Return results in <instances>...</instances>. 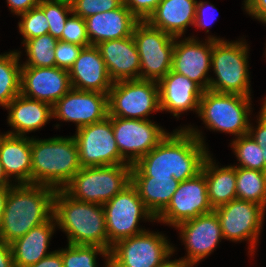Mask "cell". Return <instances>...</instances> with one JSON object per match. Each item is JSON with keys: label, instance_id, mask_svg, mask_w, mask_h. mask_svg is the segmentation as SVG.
Returning a JSON list of instances; mask_svg holds the SVG:
<instances>
[{"label": "cell", "instance_id": "1", "mask_svg": "<svg viewBox=\"0 0 266 267\" xmlns=\"http://www.w3.org/2000/svg\"><path fill=\"white\" fill-rule=\"evenodd\" d=\"M198 132L187 128L165 138L137 163L131 177H173L179 182L197 176L209 156Z\"/></svg>", "mask_w": 266, "mask_h": 267}, {"label": "cell", "instance_id": "2", "mask_svg": "<svg viewBox=\"0 0 266 267\" xmlns=\"http://www.w3.org/2000/svg\"><path fill=\"white\" fill-rule=\"evenodd\" d=\"M56 189L38 184L10 187L2 217L0 240L10 244L53 216ZM51 213V214H49Z\"/></svg>", "mask_w": 266, "mask_h": 267}, {"label": "cell", "instance_id": "3", "mask_svg": "<svg viewBox=\"0 0 266 267\" xmlns=\"http://www.w3.org/2000/svg\"><path fill=\"white\" fill-rule=\"evenodd\" d=\"M53 217L67 232L69 244L98 246L108 251L103 205L75 200L58 186L53 200Z\"/></svg>", "mask_w": 266, "mask_h": 267}, {"label": "cell", "instance_id": "4", "mask_svg": "<svg viewBox=\"0 0 266 267\" xmlns=\"http://www.w3.org/2000/svg\"><path fill=\"white\" fill-rule=\"evenodd\" d=\"M31 184L63 189L82 168L74 137L31 139Z\"/></svg>", "mask_w": 266, "mask_h": 267}, {"label": "cell", "instance_id": "5", "mask_svg": "<svg viewBox=\"0 0 266 267\" xmlns=\"http://www.w3.org/2000/svg\"><path fill=\"white\" fill-rule=\"evenodd\" d=\"M130 164L82 167L63 188L73 199L103 205L131 183Z\"/></svg>", "mask_w": 266, "mask_h": 267}, {"label": "cell", "instance_id": "6", "mask_svg": "<svg viewBox=\"0 0 266 267\" xmlns=\"http://www.w3.org/2000/svg\"><path fill=\"white\" fill-rule=\"evenodd\" d=\"M250 97L240 94L203 91L199 115L210 129L232 133L238 137L248 134Z\"/></svg>", "mask_w": 266, "mask_h": 267}, {"label": "cell", "instance_id": "7", "mask_svg": "<svg viewBox=\"0 0 266 267\" xmlns=\"http://www.w3.org/2000/svg\"><path fill=\"white\" fill-rule=\"evenodd\" d=\"M211 64L217 80L210 79L208 90L250 96L247 46L244 43L214 40Z\"/></svg>", "mask_w": 266, "mask_h": 267}, {"label": "cell", "instance_id": "8", "mask_svg": "<svg viewBox=\"0 0 266 267\" xmlns=\"http://www.w3.org/2000/svg\"><path fill=\"white\" fill-rule=\"evenodd\" d=\"M108 107V116L144 120L153 110H161L158 82L146 79L113 82Z\"/></svg>", "mask_w": 266, "mask_h": 267}, {"label": "cell", "instance_id": "9", "mask_svg": "<svg viewBox=\"0 0 266 267\" xmlns=\"http://www.w3.org/2000/svg\"><path fill=\"white\" fill-rule=\"evenodd\" d=\"M132 36L140 58L139 79L158 82L171 70L176 38L147 21H139Z\"/></svg>", "mask_w": 266, "mask_h": 267}, {"label": "cell", "instance_id": "10", "mask_svg": "<svg viewBox=\"0 0 266 267\" xmlns=\"http://www.w3.org/2000/svg\"><path fill=\"white\" fill-rule=\"evenodd\" d=\"M165 239L146 231L122 239L109 251V267H162L174 252Z\"/></svg>", "mask_w": 266, "mask_h": 267}, {"label": "cell", "instance_id": "11", "mask_svg": "<svg viewBox=\"0 0 266 267\" xmlns=\"http://www.w3.org/2000/svg\"><path fill=\"white\" fill-rule=\"evenodd\" d=\"M103 208L108 234V251L116 242L144 232L137 228L141 216L155 219L131 183L103 204Z\"/></svg>", "mask_w": 266, "mask_h": 267}, {"label": "cell", "instance_id": "12", "mask_svg": "<svg viewBox=\"0 0 266 267\" xmlns=\"http://www.w3.org/2000/svg\"><path fill=\"white\" fill-rule=\"evenodd\" d=\"M73 137L78 147L81 167L126 164L117 147L109 117L78 128Z\"/></svg>", "mask_w": 266, "mask_h": 267}, {"label": "cell", "instance_id": "13", "mask_svg": "<svg viewBox=\"0 0 266 267\" xmlns=\"http://www.w3.org/2000/svg\"><path fill=\"white\" fill-rule=\"evenodd\" d=\"M121 157L134 165L155 148L168 134L148 119H125L108 116ZM130 151V152H129ZM130 153L131 156H128ZM130 157V158H129Z\"/></svg>", "mask_w": 266, "mask_h": 267}, {"label": "cell", "instance_id": "14", "mask_svg": "<svg viewBox=\"0 0 266 267\" xmlns=\"http://www.w3.org/2000/svg\"><path fill=\"white\" fill-rule=\"evenodd\" d=\"M213 211L207 194L205 175L179 183L167 207L155 218L176 226L179 223Z\"/></svg>", "mask_w": 266, "mask_h": 267}, {"label": "cell", "instance_id": "15", "mask_svg": "<svg viewBox=\"0 0 266 267\" xmlns=\"http://www.w3.org/2000/svg\"><path fill=\"white\" fill-rule=\"evenodd\" d=\"M223 238L240 241L248 238L251 251L255 246L262 225L264 207L253 202L234 199L216 209Z\"/></svg>", "mask_w": 266, "mask_h": 267}, {"label": "cell", "instance_id": "16", "mask_svg": "<svg viewBox=\"0 0 266 267\" xmlns=\"http://www.w3.org/2000/svg\"><path fill=\"white\" fill-rule=\"evenodd\" d=\"M53 117L77 123V129L109 115L108 94L72 88L52 106Z\"/></svg>", "mask_w": 266, "mask_h": 267}, {"label": "cell", "instance_id": "17", "mask_svg": "<svg viewBox=\"0 0 266 267\" xmlns=\"http://www.w3.org/2000/svg\"><path fill=\"white\" fill-rule=\"evenodd\" d=\"M72 89L68 70L58 67H21L20 94L52 106Z\"/></svg>", "mask_w": 266, "mask_h": 267}, {"label": "cell", "instance_id": "18", "mask_svg": "<svg viewBox=\"0 0 266 267\" xmlns=\"http://www.w3.org/2000/svg\"><path fill=\"white\" fill-rule=\"evenodd\" d=\"M176 227L181 230L182 239L188 248V257L180 261L189 266L209 255L220 238H223L221 224L214 210L183 221Z\"/></svg>", "mask_w": 266, "mask_h": 267}, {"label": "cell", "instance_id": "19", "mask_svg": "<svg viewBox=\"0 0 266 267\" xmlns=\"http://www.w3.org/2000/svg\"><path fill=\"white\" fill-rule=\"evenodd\" d=\"M220 41L210 37L208 44H201L194 38L175 43L171 70L188 77L198 84L204 91L208 90L210 79L204 78L210 69L213 44ZM204 81H201L202 79ZM200 80V81H199Z\"/></svg>", "mask_w": 266, "mask_h": 267}, {"label": "cell", "instance_id": "20", "mask_svg": "<svg viewBox=\"0 0 266 267\" xmlns=\"http://www.w3.org/2000/svg\"><path fill=\"white\" fill-rule=\"evenodd\" d=\"M68 72L74 89L108 94L113 84L99 49L94 45L82 49Z\"/></svg>", "mask_w": 266, "mask_h": 267}, {"label": "cell", "instance_id": "21", "mask_svg": "<svg viewBox=\"0 0 266 267\" xmlns=\"http://www.w3.org/2000/svg\"><path fill=\"white\" fill-rule=\"evenodd\" d=\"M113 82L139 79L140 58L133 36L96 45Z\"/></svg>", "mask_w": 266, "mask_h": 267}, {"label": "cell", "instance_id": "22", "mask_svg": "<svg viewBox=\"0 0 266 267\" xmlns=\"http://www.w3.org/2000/svg\"><path fill=\"white\" fill-rule=\"evenodd\" d=\"M160 109L178 116L189 109L199 111L203 89L188 77L170 70L158 81Z\"/></svg>", "mask_w": 266, "mask_h": 267}, {"label": "cell", "instance_id": "23", "mask_svg": "<svg viewBox=\"0 0 266 267\" xmlns=\"http://www.w3.org/2000/svg\"><path fill=\"white\" fill-rule=\"evenodd\" d=\"M139 20L122 4L115 10L97 13L85 18L90 44H97L115 39H123L133 34Z\"/></svg>", "mask_w": 266, "mask_h": 267}, {"label": "cell", "instance_id": "24", "mask_svg": "<svg viewBox=\"0 0 266 267\" xmlns=\"http://www.w3.org/2000/svg\"><path fill=\"white\" fill-rule=\"evenodd\" d=\"M196 3V0H161L147 22L179 38L189 24L194 25Z\"/></svg>", "mask_w": 266, "mask_h": 267}, {"label": "cell", "instance_id": "25", "mask_svg": "<svg viewBox=\"0 0 266 267\" xmlns=\"http://www.w3.org/2000/svg\"><path fill=\"white\" fill-rule=\"evenodd\" d=\"M0 163L8 177L12 174L17 176L18 184H31V139L0 135Z\"/></svg>", "mask_w": 266, "mask_h": 267}, {"label": "cell", "instance_id": "26", "mask_svg": "<svg viewBox=\"0 0 266 267\" xmlns=\"http://www.w3.org/2000/svg\"><path fill=\"white\" fill-rule=\"evenodd\" d=\"M6 108L10 109L8 122L17 130L8 134L15 136H24L25 132L37 130L53 116L51 104L22 94L16 96Z\"/></svg>", "mask_w": 266, "mask_h": 267}, {"label": "cell", "instance_id": "27", "mask_svg": "<svg viewBox=\"0 0 266 267\" xmlns=\"http://www.w3.org/2000/svg\"><path fill=\"white\" fill-rule=\"evenodd\" d=\"M52 219L54 220L53 216L10 243L15 267H29L51 254L46 253V249L54 230Z\"/></svg>", "mask_w": 266, "mask_h": 267}, {"label": "cell", "instance_id": "28", "mask_svg": "<svg viewBox=\"0 0 266 267\" xmlns=\"http://www.w3.org/2000/svg\"><path fill=\"white\" fill-rule=\"evenodd\" d=\"M179 183L173 177H131V184L154 218L167 207Z\"/></svg>", "mask_w": 266, "mask_h": 267}, {"label": "cell", "instance_id": "29", "mask_svg": "<svg viewBox=\"0 0 266 267\" xmlns=\"http://www.w3.org/2000/svg\"><path fill=\"white\" fill-rule=\"evenodd\" d=\"M215 168L208 156L201 172L206 178L208 200L213 210L237 198L236 167Z\"/></svg>", "mask_w": 266, "mask_h": 267}, {"label": "cell", "instance_id": "30", "mask_svg": "<svg viewBox=\"0 0 266 267\" xmlns=\"http://www.w3.org/2000/svg\"><path fill=\"white\" fill-rule=\"evenodd\" d=\"M237 199L266 206V172L236 166Z\"/></svg>", "mask_w": 266, "mask_h": 267}, {"label": "cell", "instance_id": "31", "mask_svg": "<svg viewBox=\"0 0 266 267\" xmlns=\"http://www.w3.org/2000/svg\"><path fill=\"white\" fill-rule=\"evenodd\" d=\"M19 55L18 52L0 55V105L4 107L20 94Z\"/></svg>", "mask_w": 266, "mask_h": 267}, {"label": "cell", "instance_id": "32", "mask_svg": "<svg viewBox=\"0 0 266 267\" xmlns=\"http://www.w3.org/2000/svg\"><path fill=\"white\" fill-rule=\"evenodd\" d=\"M58 40L50 34H44L25 41L29 60L22 67H55V48Z\"/></svg>", "mask_w": 266, "mask_h": 267}, {"label": "cell", "instance_id": "33", "mask_svg": "<svg viewBox=\"0 0 266 267\" xmlns=\"http://www.w3.org/2000/svg\"><path fill=\"white\" fill-rule=\"evenodd\" d=\"M232 145L241 164L238 167L265 172L262 148L249 134L237 137Z\"/></svg>", "mask_w": 266, "mask_h": 267}, {"label": "cell", "instance_id": "34", "mask_svg": "<svg viewBox=\"0 0 266 267\" xmlns=\"http://www.w3.org/2000/svg\"><path fill=\"white\" fill-rule=\"evenodd\" d=\"M62 255L63 267H96V254L107 257L109 267V251L98 246L68 244V248L59 251Z\"/></svg>", "mask_w": 266, "mask_h": 267}, {"label": "cell", "instance_id": "35", "mask_svg": "<svg viewBox=\"0 0 266 267\" xmlns=\"http://www.w3.org/2000/svg\"><path fill=\"white\" fill-rule=\"evenodd\" d=\"M38 6L44 11L48 20V34L62 41V33L68 19L67 14L72 13L71 5L56 0H40Z\"/></svg>", "mask_w": 266, "mask_h": 267}, {"label": "cell", "instance_id": "36", "mask_svg": "<svg viewBox=\"0 0 266 267\" xmlns=\"http://www.w3.org/2000/svg\"><path fill=\"white\" fill-rule=\"evenodd\" d=\"M21 17L22 21L19 23V30L24 36V42L48 33V20L39 6L21 14Z\"/></svg>", "mask_w": 266, "mask_h": 267}, {"label": "cell", "instance_id": "37", "mask_svg": "<svg viewBox=\"0 0 266 267\" xmlns=\"http://www.w3.org/2000/svg\"><path fill=\"white\" fill-rule=\"evenodd\" d=\"M123 4V0H75L71 7L72 13L82 18L115 10Z\"/></svg>", "mask_w": 266, "mask_h": 267}, {"label": "cell", "instance_id": "38", "mask_svg": "<svg viewBox=\"0 0 266 267\" xmlns=\"http://www.w3.org/2000/svg\"><path fill=\"white\" fill-rule=\"evenodd\" d=\"M62 41L77 44L82 47L91 46L86 30L85 19L73 14L66 20L62 33Z\"/></svg>", "mask_w": 266, "mask_h": 267}, {"label": "cell", "instance_id": "39", "mask_svg": "<svg viewBox=\"0 0 266 267\" xmlns=\"http://www.w3.org/2000/svg\"><path fill=\"white\" fill-rule=\"evenodd\" d=\"M83 48L77 44L58 40L55 48L56 67L69 71Z\"/></svg>", "mask_w": 266, "mask_h": 267}, {"label": "cell", "instance_id": "40", "mask_svg": "<svg viewBox=\"0 0 266 267\" xmlns=\"http://www.w3.org/2000/svg\"><path fill=\"white\" fill-rule=\"evenodd\" d=\"M160 1L161 0H123V4L139 21H147L156 10Z\"/></svg>", "mask_w": 266, "mask_h": 267}, {"label": "cell", "instance_id": "41", "mask_svg": "<svg viewBox=\"0 0 266 267\" xmlns=\"http://www.w3.org/2000/svg\"><path fill=\"white\" fill-rule=\"evenodd\" d=\"M245 9L249 14L266 23V0H246Z\"/></svg>", "mask_w": 266, "mask_h": 267}, {"label": "cell", "instance_id": "42", "mask_svg": "<svg viewBox=\"0 0 266 267\" xmlns=\"http://www.w3.org/2000/svg\"><path fill=\"white\" fill-rule=\"evenodd\" d=\"M259 116V125L256 133H253V127L249 126L248 134L263 149L266 146V115L261 111Z\"/></svg>", "mask_w": 266, "mask_h": 267}, {"label": "cell", "instance_id": "43", "mask_svg": "<svg viewBox=\"0 0 266 267\" xmlns=\"http://www.w3.org/2000/svg\"><path fill=\"white\" fill-rule=\"evenodd\" d=\"M7 2L14 13L21 15L37 7L40 0H7Z\"/></svg>", "mask_w": 266, "mask_h": 267}, {"label": "cell", "instance_id": "44", "mask_svg": "<svg viewBox=\"0 0 266 267\" xmlns=\"http://www.w3.org/2000/svg\"><path fill=\"white\" fill-rule=\"evenodd\" d=\"M29 267H63L62 255L59 251L52 252L50 255L42 258L38 263Z\"/></svg>", "mask_w": 266, "mask_h": 267}, {"label": "cell", "instance_id": "45", "mask_svg": "<svg viewBox=\"0 0 266 267\" xmlns=\"http://www.w3.org/2000/svg\"><path fill=\"white\" fill-rule=\"evenodd\" d=\"M206 4H207L206 2H202V1H200V3H196V13H195L194 25L198 26L200 28H201V26L206 27L207 25H209L211 22H213L216 19L213 17V18H211V20H208L209 22H205L206 18H204V16L206 14L205 13L206 12V8H205ZM209 7H211L212 10L215 9V7L213 5H211V6L209 5Z\"/></svg>", "mask_w": 266, "mask_h": 267}, {"label": "cell", "instance_id": "46", "mask_svg": "<svg viewBox=\"0 0 266 267\" xmlns=\"http://www.w3.org/2000/svg\"><path fill=\"white\" fill-rule=\"evenodd\" d=\"M0 267H15L10 244L0 240Z\"/></svg>", "mask_w": 266, "mask_h": 267}, {"label": "cell", "instance_id": "47", "mask_svg": "<svg viewBox=\"0 0 266 267\" xmlns=\"http://www.w3.org/2000/svg\"><path fill=\"white\" fill-rule=\"evenodd\" d=\"M9 189L10 188L0 189V230H1L2 217L5 209V202L8 196Z\"/></svg>", "mask_w": 266, "mask_h": 267}, {"label": "cell", "instance_id": "48", "mask_svg": "<svg viewBox=\"0 0 266 267\" xmlns=\"http://www.w3.org/2000/svg\"><path fill=\"white\" fill-rule=\"evenodd\" d=\"M12 185L9 184L8 176L6 175L3 165L0 163V189L10 188Z\"/></svg>", "mask_w": 266, "mask_h": 267}, {"label": "cell", "instance_id": "49", "mask_svg": "<svg viewBox=\"0 0 266 267\" xmlns=\"http://www.w3.org/2000/svg\"><path fill=\"white\" fill-rule=\"evenodd\" d=\"M162 267H191L189 265L184 264L182 261L180 260H174V261H169Z\"/></svg>", "mask_w": 266, "mask_h": 267}, {"label": "cell", "instance_id": "50", "mask_svg": "<svg viewBox=\"0 0 266 267\" xmlns=\"http://www.w3.org/2000/svg\"><path fill=\"white\" fill-rule=\"evenodd\" d=\"M263 155H264V162H265V172H266V146L262 149Z\"/></svg>", "mask_w": 266, "mask_h": 267}, {"label": "cell", "instance_id": "51", "mask_svg": "<svg viewBox=\"0 0 266 267\" xmlns=\"http://www.w3.org/2000/svg\"><path fill=\"white\" fill-rule=\"evenodd\" d=\"M56 1L65 2V3H68V4L72 5V3H73L75 0H56Z\"/></svg>", "mask_w": 266, "mask_h": 267}, {"label": "cell", "instance_id": "52", "mask_svg": "<svg viewBox=\"0 0 266 267\" xmlns=\"http://www.w3.org/2000/svg\"><path fill=\"white\" fill-rule=\"evenodd\" d=\"M265 103H264V105H263V107H262V112L266 115V100L264 101Z\"/></svg>", "mask_w": 266, "mask_h": 267}]
</instances>
